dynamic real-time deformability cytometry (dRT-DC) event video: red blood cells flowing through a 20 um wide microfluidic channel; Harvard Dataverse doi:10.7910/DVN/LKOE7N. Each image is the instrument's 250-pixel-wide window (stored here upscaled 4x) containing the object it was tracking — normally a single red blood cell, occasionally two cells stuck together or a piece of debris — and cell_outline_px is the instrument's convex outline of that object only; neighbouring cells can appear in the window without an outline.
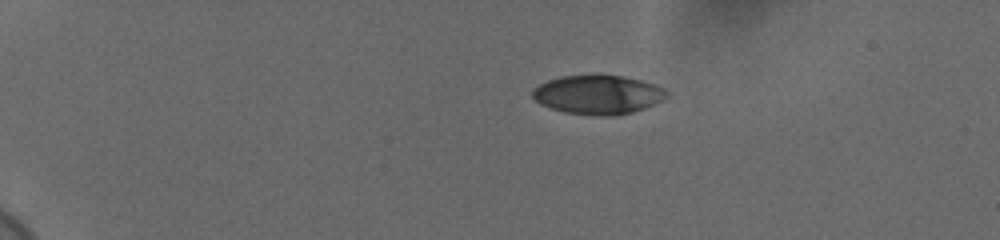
{"species": "human", "species_latin": "Homo sapiens", "temperature_condition": "cold", "stored_images_in_passage": 27, "camera_frame_rate_fps": 3000, "um_per_image_px": 0.085, "donor": {"sex": "female"}, "frame": {"image": 1, "passage_image": 1, "time_ms": 0.0, "image_size_px": [1000, 240], "cell_outline_px": [[668, 96], [664, 100], [644, 108], [632, 112], [612, 116], [596, 116], [564, 112], [540, 104], [532, 96], [532, 92], [540, 84], [548, 80], [564, 76], [620, 76], [640, 80], [664, 88], [668, 92]], "centroid_in_image_um": [50.85, 8.07], "position_along_channel_um": 34.1, "area_um2": 30.11}}
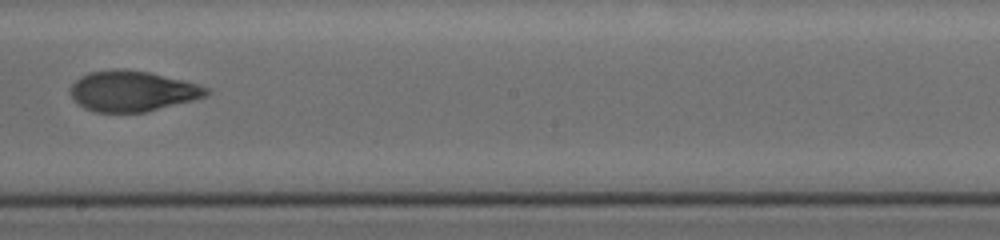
{"frame": {"image": 2, "passage_image": 15, "time_ms": 4.667, "image_size_px": [1000, 240], "cell_outline_px": [[212, 92], [204, 96], [192, 100], [144, 112], [96, 112], [84, 108], [72, 100], [68, 92], [68, 88], [80, 76], [88, 72], [116, 68], [124, 68], [148, 72], [184, 80], [208, 88]], "centroid_in_image_um": [11.17, 7.73], "position_along_channel_um": 237.0, "area_um2": 32.31}}
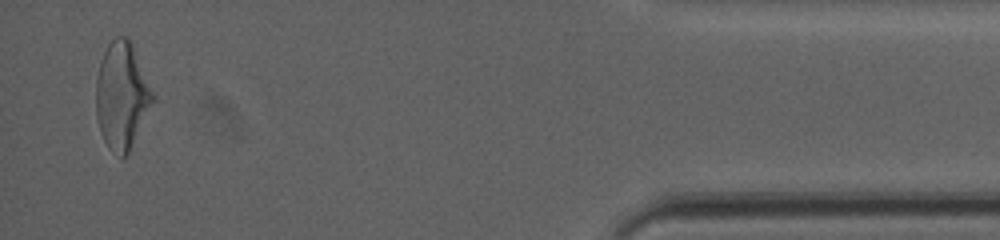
{"frame": {"image": 3, "passage_image": 27, "time_ms": 8.667, "image_size_px": [1000, 240], "cell_outline_px": [[152, 100], [128, 152], [124, 156], [120, 156], [112, 152], [108, 148], [104, 140], [96, 116], [96, 76], [104, 52], [108, 44], [116, 36], [128, 36], [132, 44], [152, 92]], "centroid_in_image_um": [10.3, 8.1], "position_along_channel_um": 424.9, "area_um2": 34.1}}